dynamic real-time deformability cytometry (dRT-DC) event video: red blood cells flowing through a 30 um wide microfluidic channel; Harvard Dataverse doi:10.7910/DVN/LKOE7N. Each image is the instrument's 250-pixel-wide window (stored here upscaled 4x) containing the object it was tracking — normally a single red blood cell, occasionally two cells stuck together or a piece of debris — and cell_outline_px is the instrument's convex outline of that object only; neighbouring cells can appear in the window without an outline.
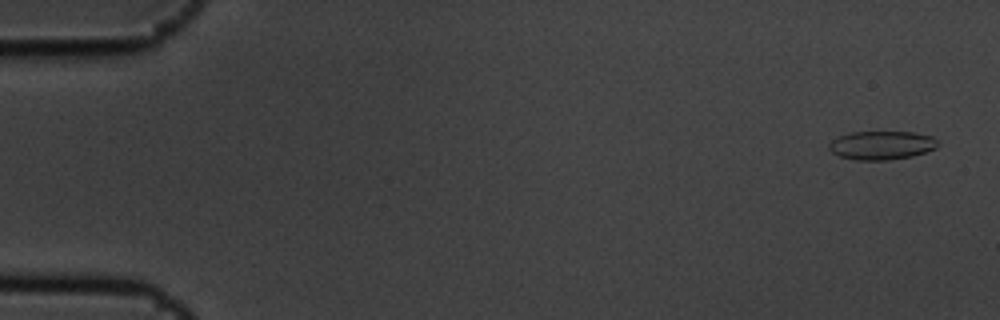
{"species": "common noctule bat (a hibernating species)", "species_latin": "Nyctalus noctula", "temperature_condition": "cold", "stored_images_in_passage": 5, "camera_frame_rate_fps": 3000, "um_per_image_px": 0.085, "animal": {"sex": "male", "body_mass_g": 19.5, "forearm_length_mm": 54.6}, "frame": {"image": 1, "passage_image": 1, "time_ms": 0.0, "image_size_px": [1000, 320], "cell_outline_px": [[940, 144], [936, 148], [912, 156], [888, 160], [856, 160], [840, 156], [832, 152], [828, 148], [828, 144], [832, 140], [840, 136], [852, 132], [912, 132], [932, 136]], "centroid_in_image_um": [74.94, 12.35], "position_along_channel_um": 10.1, "area_um2": 18.09}}
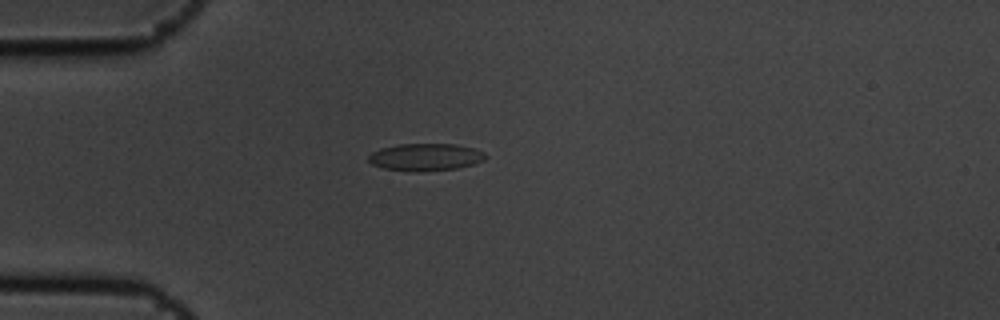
{"frame": {"image": 2, "passage_image": 5, "time_ms": 1.333, "image_size_px": [1000, 320], "cell_outline_px": [[488, 156], [484, 160], [472, 164], [456, 168], [420, 172], [408, 172], [384, 168], [372, 164], [368, 160], [368, 156], [372, 152], [380, 148], [400, 144], [456, 144], [476, 148], [484, 152]], "centroid_in_image_um": [36.17, 13.35], "position_along_channel_um": 48.8, "area_um2": 18.79}}